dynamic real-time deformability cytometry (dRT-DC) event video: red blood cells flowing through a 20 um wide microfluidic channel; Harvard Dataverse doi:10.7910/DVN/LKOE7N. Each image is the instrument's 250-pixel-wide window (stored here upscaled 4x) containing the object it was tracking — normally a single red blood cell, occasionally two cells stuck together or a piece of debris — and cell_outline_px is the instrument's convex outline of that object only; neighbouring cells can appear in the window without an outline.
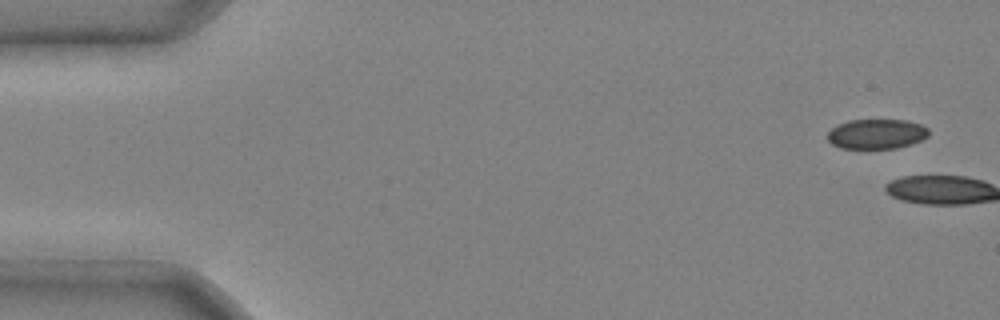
{"species": "common noctule bat (a hibernating species)", "species_latin": "Nyctalus noctula", "temperature_condition": "cold", "stored_images_in_passage": 4, "camera_frame_rate_fps": 3000, "um_per_image_px": 0.085, "animal": {"sex": "male", "body_mass_g": 20.4}, "frame": {"image": 1, "passage_image": 1, "time_ms": 0.0, "image_size_px": [1000, 320], "cell_outline_px": [[928, 136], [912, 144], [896, 148], [840, 148], [832, 144], [824, 136], [836, 124], [848, 120], [908, 120], [920, 124], [928, 128]], "centroid_in_image_um": [74.47, 11.38], "position_along_channel_um": 10.5, "area_um2": 17.74}}